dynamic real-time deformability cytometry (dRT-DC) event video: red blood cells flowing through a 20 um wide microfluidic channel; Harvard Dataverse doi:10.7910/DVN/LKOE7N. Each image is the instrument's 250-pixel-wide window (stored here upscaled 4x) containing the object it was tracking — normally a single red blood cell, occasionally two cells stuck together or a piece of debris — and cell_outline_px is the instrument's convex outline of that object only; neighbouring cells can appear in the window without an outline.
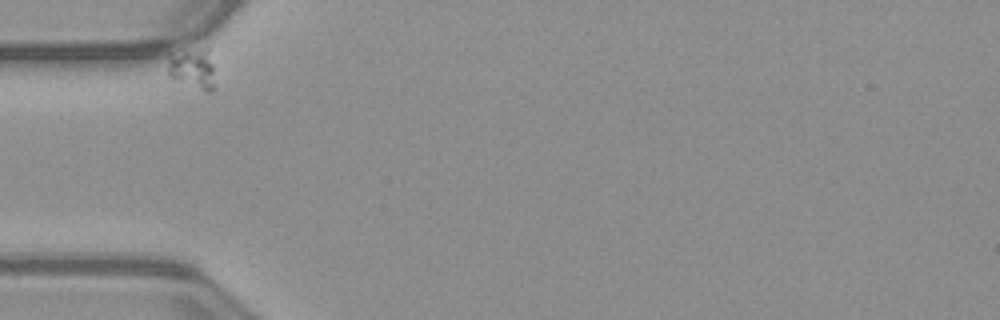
{"species": "common noctule bat (a hibernating species)", "species_latin": "Nyctalus noctula", "temperature_condition": "warm", "stored_images_in_passage": 38, "camera_frame_rate_fps": 3000, "um_per_image_px": 0.085, "animal": {"sex": "male", "body_mass_g": 23.1, "forearm_length_mm": 52.7}, "frame": {"image": 1, "passage_image": 1, "time_ms": 0.0, "image_size_px": [1000, 320], "cell_outline_px": [[216, 88], [212, 92], [204, 92], [172, 76], [168, 72], [168, 60], [184, 52], [208, 48], [212, 64]], "centroid_in_image_um": [16.49, 5.9], "position_along_channel_um": 68.5, "area_um2": 10.52}}
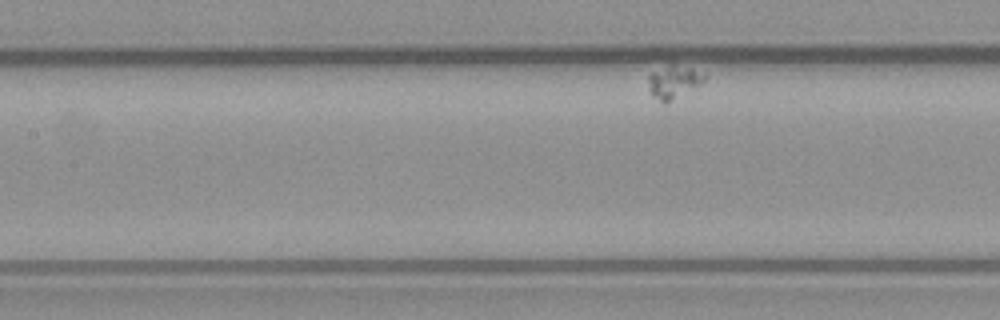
{"frame": {"image": 2, "passage_image": 12, "time_ms": 3.667, "image_size_px": [1000, 320], "cell_outline_px": [[704, 80], [700, 84], [664, 104], [652, 92], [648, 80], [648, 76], [652, 72], [672, 64], [692, 68], [704, 72]], "centroid_in_image_um": [57.29, 6.93], "position_along_channel_um": 150.1, "area_um2": 10.23}}